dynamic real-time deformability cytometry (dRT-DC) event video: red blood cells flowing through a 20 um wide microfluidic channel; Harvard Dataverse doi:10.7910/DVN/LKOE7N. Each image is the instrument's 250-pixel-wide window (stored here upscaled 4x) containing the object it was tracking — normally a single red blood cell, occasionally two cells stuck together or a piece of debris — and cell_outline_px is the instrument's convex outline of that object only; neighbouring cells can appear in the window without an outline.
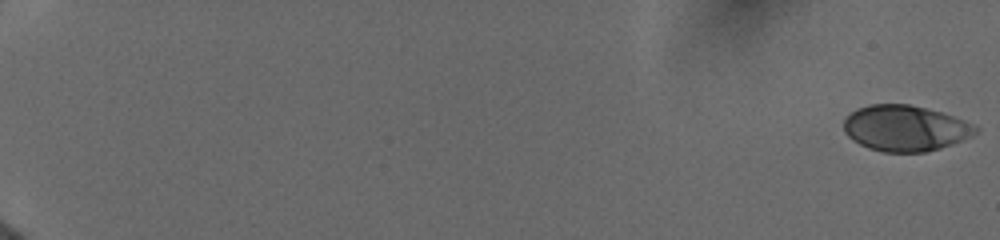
{"species": "human", "species_latin": "Homo sapiens", "temperature_condition": "cold", "stored_images_in_passage": 72, "camera_frame_rate_fps": 3000, "um_per_image_px": 0.085, "donor": {"sex": "female"}, "frame": {"image": 1, "passage_image": 1, "time_ms": 0.0, "image_size_px": [1000, 240], "cell_outline_px": [[980, 128], [972, 136], [964, 140], [940, 148], [924, 152], [884, 152], [868, 148], [852, 140], [844, 132], [844, 120], [856, 108], [868, 104], [908, 104], [940, 112], [964, 120]], "centroid_in_image_um": [76.93, 10.9], "position_along_channel_um": 8.1, "area_um2": 35.14}}
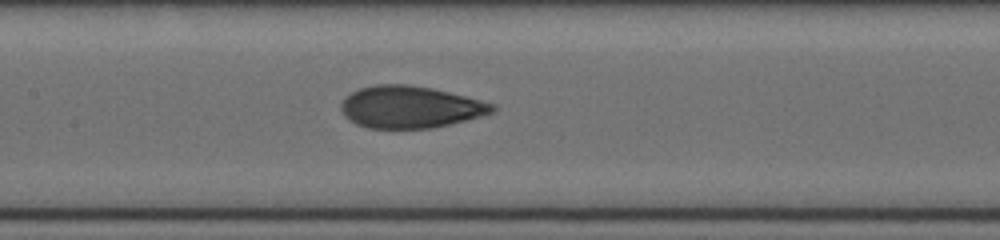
{"frame": {"image": 2, "passage_image": 40, "time_ms": 10.0, "image_size_px": [1000, 240], "cell_outline_px": [[496, 112], [432, 128], [368, 128], [356, 124], [348, 120], [344, 116], [340, 108], [340, 104], [344, 96], [360, 88], [376, 84], [408, 84], [432, 88], [496, 104]], "centroid_in_image_um": [34.83, 9.09], "position_along_channel_um": 172.6, "area_um2": 37.11}}
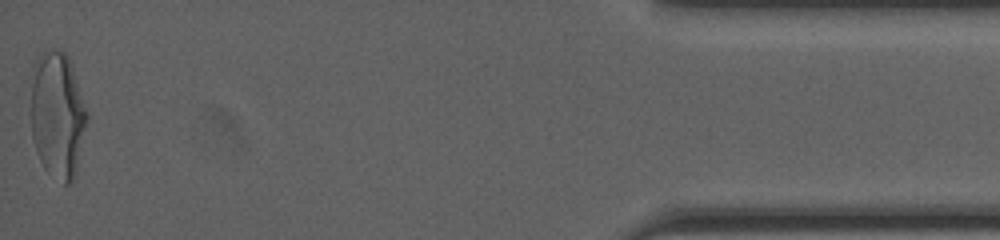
{"frame": {"image": 3, "passage_image": 72, "time_ms": 18.333, "image_size_px": [1000, 240], "cell_outline_px": [[88, 116], [76, 176], [68, 184], [64, 184], [48, 172], [44, 168], [36, 152], [32, 140], [32, 64], [48, 48], [52, 48], [64, 52], [68, 56], [88, 112]], "centroid_in_image_um": [4.89, 9.78], "position_along_channel_um": 430.3, "area_um2": 41.44}, "authors_computed_cell_mechanics": {"area_um2": 36.6452, "velocity_mm_per_s": 3.9173, "shape_relaxation_time_tau1_ms": 4.9957, "shape_relaxation_time_tau2_ms": 0.9078, "deformation_change_tau1": 0.1764, "deformation_change_tau2": 0.0673}}